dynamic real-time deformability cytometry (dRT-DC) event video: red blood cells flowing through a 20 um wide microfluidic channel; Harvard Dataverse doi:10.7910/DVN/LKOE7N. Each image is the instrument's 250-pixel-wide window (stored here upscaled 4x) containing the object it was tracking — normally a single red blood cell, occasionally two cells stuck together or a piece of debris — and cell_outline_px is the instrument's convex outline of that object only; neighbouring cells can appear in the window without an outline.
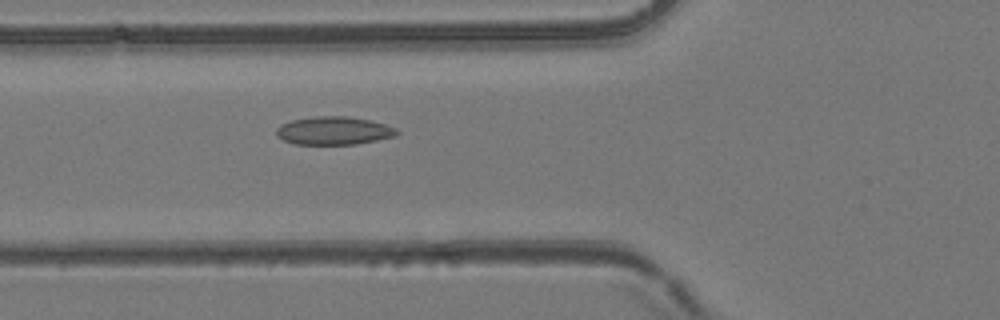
{"species": "common noctule bat (a hibernating species)", "species_latin": "Nyctalus noctula", "temperature_condition": "room temperature", "stored_images_in_passage": 54, "camera_frame_rate_fps": 3000, "um_per_image_px": 0.085, "animal": {"sex": "female", "body_mass_g": 24.6, "forearm_length_mm": 56.2}, "frame": {"image": 1, "passage_image": 21, "time_ms": 6.667, "image_size_px": [1000, 320], "cell_outline_px": [[400, 132], [396, 136], [356, 144], [296, 144], [284, 140], [276, 136], [276, 128], [280, 124], [292, 120], [316, 116], [348, 116], [372, 120], [396, 128]], "centroid_in_image_um": [28.38, 11.1], "position_along_channel_um": 97.4, "area_um2": 19.83}}
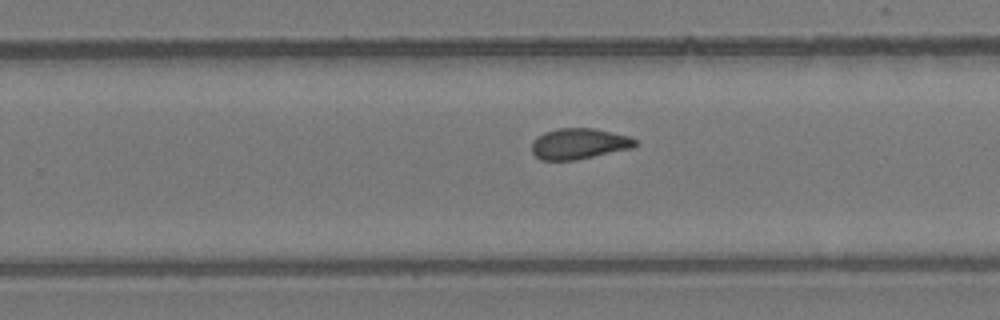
{"frame": {"image": 2, "passage_image": 35, "time_ms": 11.333, "image_size_px": [1000, 320], "cell_outline_px": [[640, 144], [632, 148], [576, 160], [540, 160], [532, 152], [532, 140], [544, 132], [556, 128], [592, 128], [628, 136], [636, 140]], "centroid_in_image_um": [49.2, 12.22], "position_along_channel_um": 280.6, "area_um2": 18.61}}
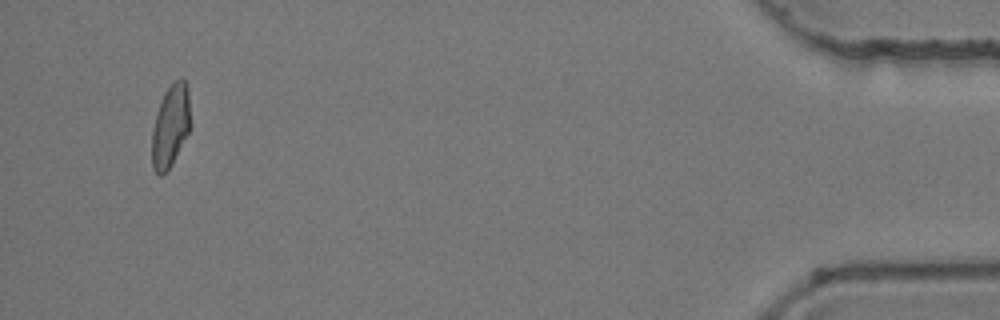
{"frame": {"image": 3, "passage_image": 52, "time_ms": 17.0, "image_size_px": [1000, 320], "cell_outline_px": [[192, 128], [168, 168], [160, 176], [152, 168], [152, 132], [156, 112], [160, 100], [164, 92], [176, 80], [184, 80], [188, 88]], "centroid_in_image_um": [14.51, 10.68], "position_along_channel_um": 420.7, "area_um2": 18.55}, "authors_computed_cell_mechanics": {"area_um2": 19.074, "velocity_mm_per_s": 3.9159, "shape_relaxation_time_tau1_ms": null, "shape_relaxation_time_tau2_ms": 3.2914, "deformation_change_tau1": null, "deformation_change_tau2": 0.0654}}